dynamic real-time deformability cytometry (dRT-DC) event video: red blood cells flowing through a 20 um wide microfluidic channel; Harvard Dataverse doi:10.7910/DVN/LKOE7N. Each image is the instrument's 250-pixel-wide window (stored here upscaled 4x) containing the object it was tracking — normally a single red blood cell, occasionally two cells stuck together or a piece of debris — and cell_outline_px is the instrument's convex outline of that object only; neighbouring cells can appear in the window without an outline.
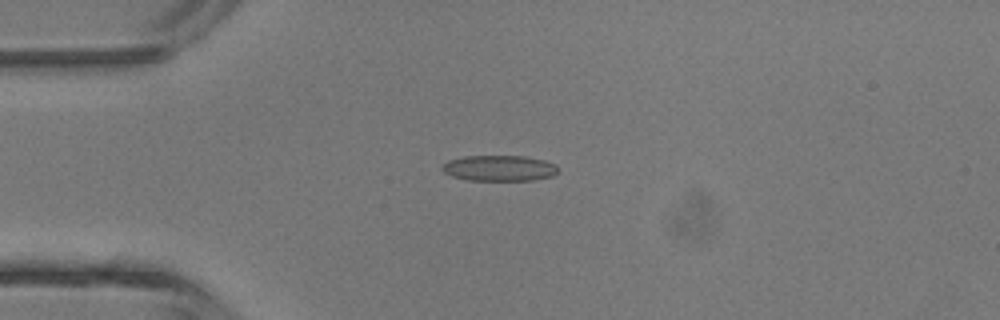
{"species": "common noctule bat (a hibernating species)", "species_latin": "Nyctalus noctula", "temperature_condition": "room temperature", "stored_images_in_passage": 2, "camera_frame_rate_fps": 3000, "um_per_image_px": 0.085, "animal": {"sex": "male", "body_mass_g": 13.3}, "frame": {"image": 1, "passage_image": 1, "time_ms": 0.0, "image_size_px": [1000, 320], "cell_outline_px": [[556, 172], [552, 176], [532, 180], [468, 180], [452, 176], [444, 172], [440, 168], [448, 160], [464, 156], [524, 156], [544, 160], [556, 164]], "centroid_in_image_um": [42.41, 14.29], "position_along_channel_um": 42.6, "area_um2": 17.28}}